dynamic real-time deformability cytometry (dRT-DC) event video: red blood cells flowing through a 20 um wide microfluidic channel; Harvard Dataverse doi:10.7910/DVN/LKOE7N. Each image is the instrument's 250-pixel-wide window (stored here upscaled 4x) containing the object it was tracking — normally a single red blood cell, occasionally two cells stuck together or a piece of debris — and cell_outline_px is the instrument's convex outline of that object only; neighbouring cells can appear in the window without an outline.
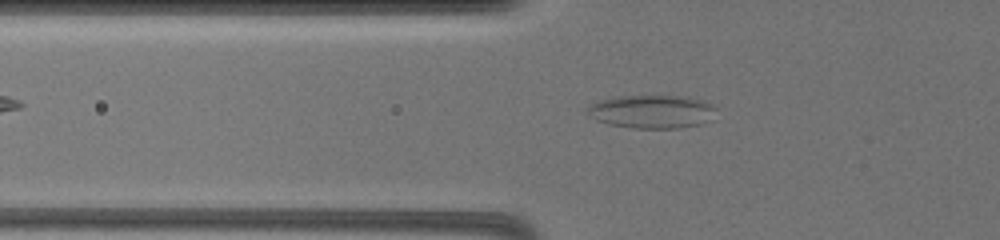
{"species": "common noctule bat (a hibernating species)", "species_latin": "Nyctalus noctula", "temperature_condition": "warm", "stored_images_in_passage": 63, "camera_frame_rate_fps": 3000, "um_per_image_px": 0.085, "animal": {"sex": "female", "body_mass_g": 19.5, "forearm_length_mm": 54.1}, "frame": {"image": 1, "passage_image": 20, "time_ms": 6.333, "image_size_px": [1000, 240], "cell_outline_px": [[716, 108], [712, 120], [700, 124], [680, 128], [632, 128], [608, 124], [596, 120], [584, 108], [588, 104], [600, 100], [616, 96], [680, 96], [700, 100], [712, 104]], "centroid_in_image_um": [55.39, 9.49], "position_along_channel_um": 70.4, "area_um2": 25.09}}
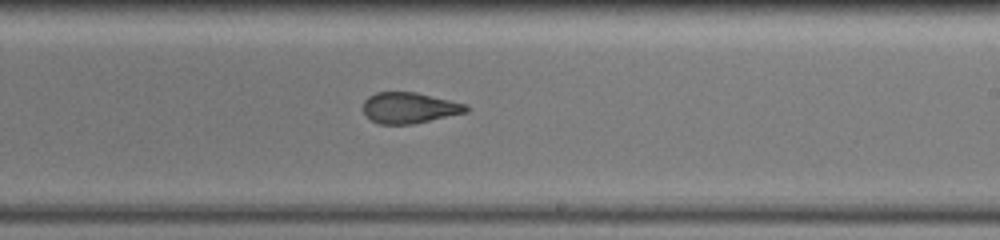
{"frame": {"image": 2, "passage_image": 38, "time_ms": 12.333, "image_size_px": [1000, 240], "cell_outline_px": [[468, 112], [412, 124], [380, 124], [372, 120], [364, 112], [364, 100], [368, 96], [376, 92], [416, 92], [464, 104], [468, 108]], "centroid_in_image_um": [34.77, 9.16], "position_along_channel_um": 254.2, "area_um2": 18.26}}
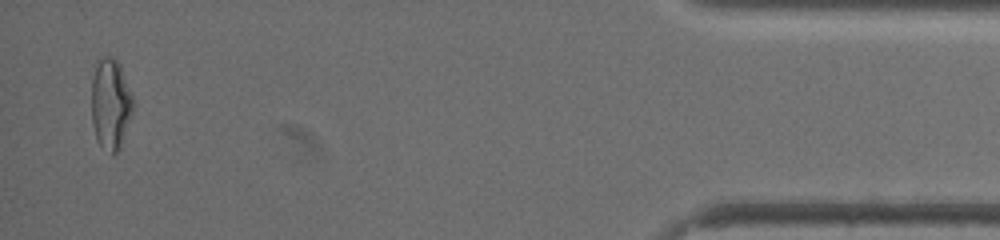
{"frame": {"image": 3, "passage_image": 61, "time_ms": 20.0, "image_size_px": [1000, 240], "cell_outline_px": [[132, 116], [120, 148], [112, 156], [96, 140], [92, 124], [92, 76], [100, 60], [104, 56], [112, 56], [120, 64], [132, 96]], "centroid_in_image_um": [9.4, 8.88], "position_along_channel_um": 425.8, "area_um2": 21.91}, "authors_computed_cell_mechanics": {"area_um2": 20.1144, "velocity_mm_per_s": 3.1273, "shape_relaxation_time_tau1_ms": null, "shape_relaxation_time_tau2_ms": 1.5118, "deformation_change_tau1": null, "deformation_change_tau2": 0.0866}}